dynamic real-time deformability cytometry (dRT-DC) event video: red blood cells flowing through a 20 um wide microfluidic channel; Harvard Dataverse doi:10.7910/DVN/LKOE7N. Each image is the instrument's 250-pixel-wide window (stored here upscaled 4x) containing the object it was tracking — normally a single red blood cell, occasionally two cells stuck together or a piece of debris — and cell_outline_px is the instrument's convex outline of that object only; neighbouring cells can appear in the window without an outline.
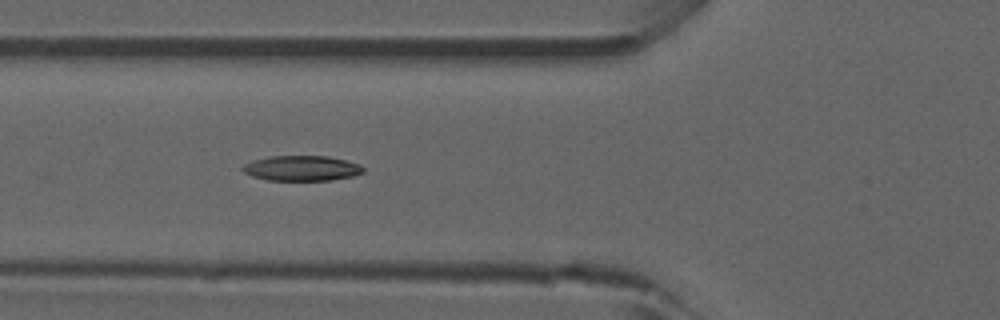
{"species": "common noctule bat (a hibernating species)", "species_latin": "Nyctalus noctula", "temperature_condition": "room temperature", "stored_images_in_passage": 37, "camera_frame_rate_fps": 3000, "um_per_image_px": 0.085, "animal": {"sex": "male", "forearm_length_mm": 52.5}, "frame": {"image": 1, "passage_image": 6, "time_ms": 1.667, "image_size_px": [1000, 320], "cell_outline_px": [[364, 172], [352, 176], [332, 180], [268, 180], [252, 176], [244, 172], [240, 168], [244, 164], [252, 160], [268, 156], [328, 156], [360, 164], [364, 168]], "centroid_in_image_um": [25.62, 14.29], "position_along_channel_um": 100.2, "area_um2": 17.74}, "authors_computed_cell_mechanics": {"area_um2": 17.8024, "velocity_mm_per_s": 3.8712, "shape_relaxation_time_tau1_ms": 11.1021, "shape_relaxation_time_tau2_ms": 10.9336, "deformation_change_tau1": 0.2158, "deformation_change_tau2": 0.1935}}